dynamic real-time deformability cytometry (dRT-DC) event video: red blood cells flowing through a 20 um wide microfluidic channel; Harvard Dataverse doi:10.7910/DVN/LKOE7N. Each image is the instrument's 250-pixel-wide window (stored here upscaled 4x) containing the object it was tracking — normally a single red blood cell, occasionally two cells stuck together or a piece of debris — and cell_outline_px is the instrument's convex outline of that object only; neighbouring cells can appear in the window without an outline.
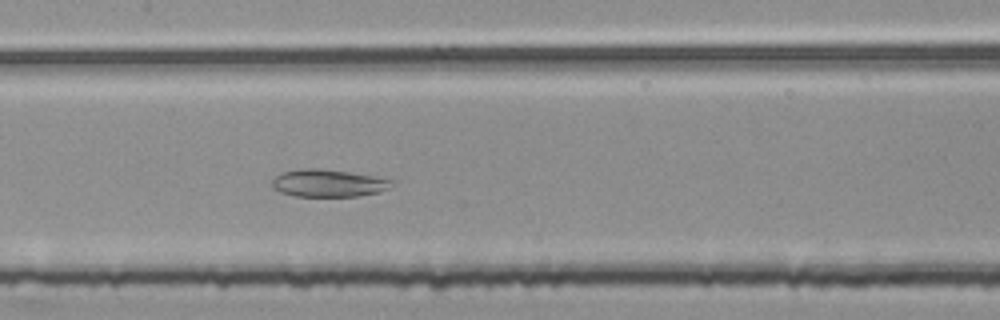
{"species": "common noctule bat (a hibernating species)", "species_latin": "Nyctalus noctula", "temperature_condition": "room temperature", "stored_images_in_passage": 35, "camera_frame_rate_fps": 3000, "um_per_image_px": 0.085, "animal": {"sex": "female", "body_mass_g": 25.1}, "frame": {"image": 1, "passage_image": 15, "time_ms": 4.667, "image_size_px": [1000, 320], "cell_outline_px": [[396, 180], [388, 188], [380, 192], [360, 196], [296, 196], [280, 192], [272, 188], [272, 180], [276, 176], [284, 172], [304, 168], [320, 168], [392, 176]], "centroid_in_image_um": [28.06, 15.54], "position_along_channel_um": 179.3, "area_um2": 19.88}}
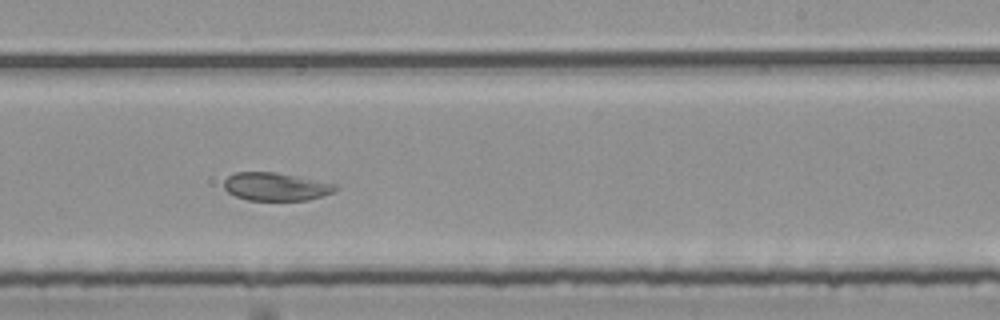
{"frame": {"image": 2, "passage_image": 22, "time_ms": 7.0, "image_size_px": [1000, 320], "cell_outline_px": [[340, 188], [336, 192], [308, 200], [248, 200], [236, 196], [228, 192], [224, 188], [224, 180], [228, 176], [236, 172], [276, 172], [336, 184]], "centroid_in_image_um": [23.47, 15.87], "position_along_channel_um": 265.5, "area_um2": 18.26}}
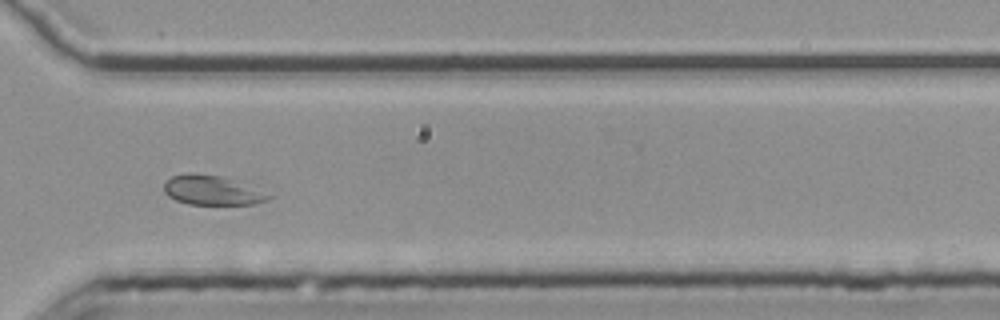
{"frame": {"image": 3, "passage_image": 29, "time_ms": 9.333, "image_size_px": [1000, 320], "cell_outline_px": [[272, 196], [268, 200], [252, 204], [188, 204], [176, 200], [168, 196], [164, 192], [164, 184], [172, 176], [188, 172], [192, 172], [220, 176]], "centroid_in_image_um": [17.92, 16.18], "position_along_channel_um": 352.7, "area_um2": 17.4}}